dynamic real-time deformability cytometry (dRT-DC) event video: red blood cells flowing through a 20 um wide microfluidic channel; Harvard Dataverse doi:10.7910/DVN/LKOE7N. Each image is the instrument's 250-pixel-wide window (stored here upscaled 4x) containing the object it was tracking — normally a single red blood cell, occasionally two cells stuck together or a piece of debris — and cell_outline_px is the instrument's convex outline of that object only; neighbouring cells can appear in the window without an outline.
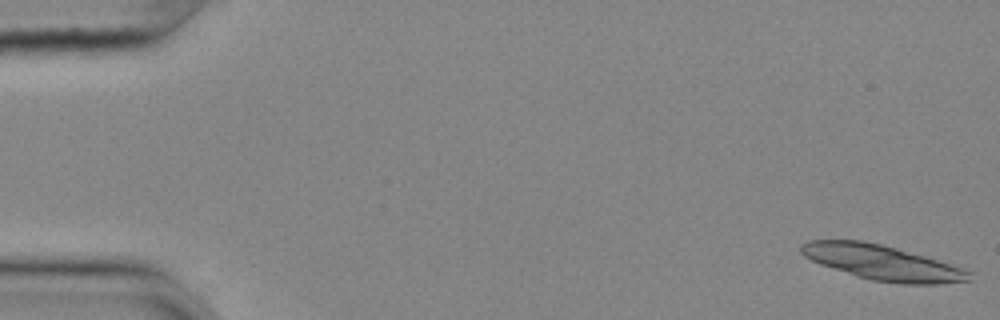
{"species": "common noctule bat (a hibernating species)", "species_latin": "Nyctalus noctula", "temperature_condition": "cold", "stored_images_in_passage": 23, "segment_of_instrument_passage": [1, 2], "camera_frame_rate_fps": 3000, "um_per_image_px": 0.085, "animal": {"sex": "female", "body_mass_g": 25.1}, "frame": {"image": 1, "passage_image": 1, "time_ms": 0.0, "image_size_px": [1000, 320], "cell_outline_px": [[972, 280], [940, 284], [904, 284], [872, 280], [856, 276], [820, 264], [804, 256], [800, 252], [800, 244], [808, 240], [860, 240], [880, 244], [896, 248], [924, 256], [972, 272]], "centroid_in_image_um": [74.95, 22.32], "position_along_channel_um": 10.0, "area_um2": 33.93}}
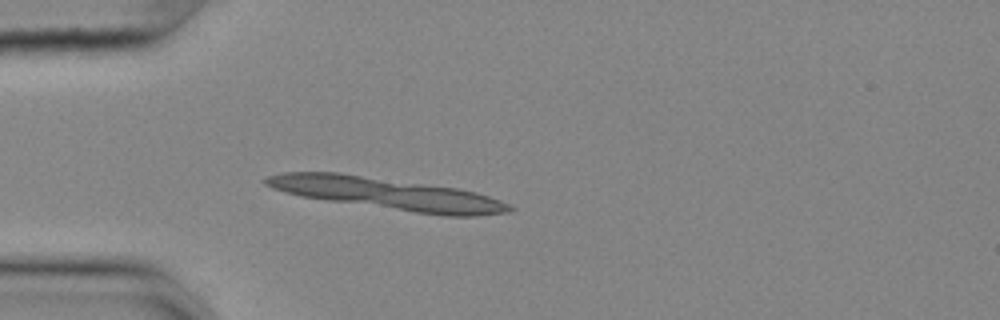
{"frame": {"image": 2, "passage_image": 15, "time_ms": 4.667, "image_size_px": [1000, 320], "cell_outline_px": [[516, 208], [508, 212], [476, 216], [444, 216], [328, 200], [300, 196], [272, 188], [264, 184], [260, 180], [268, 176], [284, 172], [336, 172], [456, 188], [476, 192], [500, 200]], "centroid_in_image_um": [32.9, 16.46], "position_along_channel_um": 52.1, "area_um2": 44.68}}